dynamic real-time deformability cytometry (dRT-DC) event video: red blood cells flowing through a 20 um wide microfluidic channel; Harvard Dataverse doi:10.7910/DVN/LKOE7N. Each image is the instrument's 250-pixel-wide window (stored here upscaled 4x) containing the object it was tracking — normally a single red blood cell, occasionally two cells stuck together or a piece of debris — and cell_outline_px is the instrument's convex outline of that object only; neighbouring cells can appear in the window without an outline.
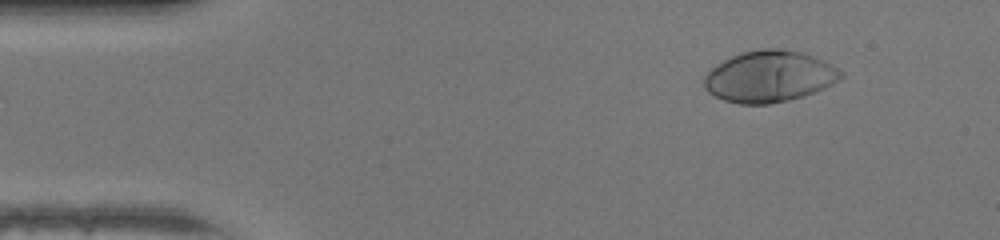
{"species": "human", "species_latin": "Homo sapiens", "temperature_condition": "warm", "stored_images_in_passage": 43, "camera_frame_rate_fps": 3000, "um_per_image_px": 0.085, "donor": {"sex": "female"}, "frame": {"image": 1, "passage_image": 1, "time_ms": 0.0, "image_size_px": [1000, 240], "cell_outline_px": [[844, 76], [840, 80], [824, 88], [804, 96], [788, 100], [768, 104], [740, 104], [724, 100], [708, 92], [704, 88], [704, 76], [716, 64], [732, 56], [744, 52], [764, 48], [780, 48], [800, 52], [824, 60], [832, 64], [844, 72]], "centroid_in_image_um": [65.42, 6.5], "position_along_channel_um": 19.6, "area_um2": 40.98}}
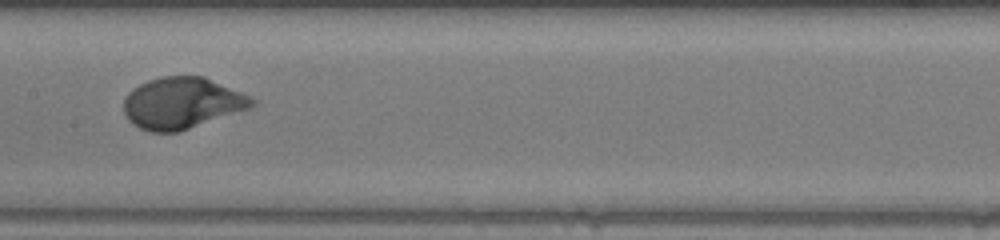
{"frame": {"image": 2, "passage_image": 19, "time_ms": 6.0, "image_size_px": [1000, 240], "cell_outline_px": [[260, 100], [252, 108], [180, 132], [148, 132], [132, 124], [128, 120], [124, 112], [124, 96], [132, 88], [148, 80], [164, 76], [204, 76]], "centroid_in_image_um": [15.5, 8.77], "position_along_channel_um": 191.9, "area_um2": 39.02}}
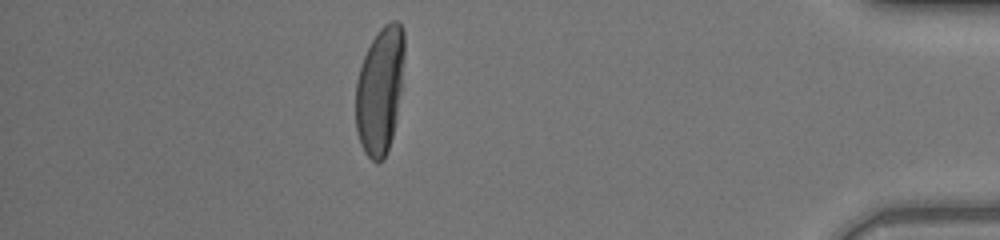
{"frame": {"image": 3, "passage_image": 37, "time_ms": 12.0, "image_size_px": [1000, 240], "cell_outline_px": [[404, 56], [400, 92], [396, 120], [392, 136], [388, 148], [384, 156], [376, 164], [364, 152], [360, 144], [356, 132], [356, 80], [360, 64], [376, 32], [384, 24], [392, 20], [396, 20], [404, 28]], "centroid_in_image_um": [32.28, 7.64], "position_along_channel_um": 402.9, "area_um2": 36.13}, "authors_computed_cell_mechanics": {"area_um2": 37.9168, "velocity_mm_per_s": 4.3436, "shape_relaxation_time_tau1_ms": 2.4009, "shape_relaxation_time_tau2_ms": null, "deformation_change_tau1": 0.208, "deformation_change_tau2": null}}